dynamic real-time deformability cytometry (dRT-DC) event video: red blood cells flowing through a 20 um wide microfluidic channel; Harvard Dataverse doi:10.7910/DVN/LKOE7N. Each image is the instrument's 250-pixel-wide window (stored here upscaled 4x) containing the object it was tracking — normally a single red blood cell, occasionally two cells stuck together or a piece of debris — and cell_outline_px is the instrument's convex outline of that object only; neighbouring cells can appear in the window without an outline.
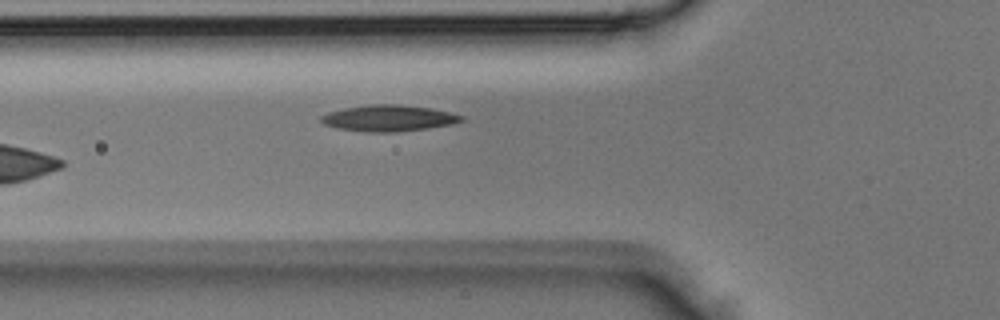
{"species": "Egyptian fruit bat (a non-hibernating species)", "species_latin": "Rousettus aegyptiacus", "temperature_condition": "room temperature", "stored_images_in_passage": 6, "camera_frame_rate_fps": 3000, "um_per_image_px": 0.085, "animal": {"sex": "male"}, "frame": {"image": 1, "passage_image": 5, "time_ms": 1.333, "image_size_px": [1000, 320], "cell_outline_px": [[464, 120], [452, 124], [396, 132], [364, 132], [336, 128], [324, 124], [320, 120], [320, 116], [328, 112], [344, 108], [368, 104], [400, 104], [428, 108], [448, 112], [464, 116]], "centroid_in_image_um": [32.98, 10.04], "position_along_channel_um": 92.8, "area_um2": 21.39}}